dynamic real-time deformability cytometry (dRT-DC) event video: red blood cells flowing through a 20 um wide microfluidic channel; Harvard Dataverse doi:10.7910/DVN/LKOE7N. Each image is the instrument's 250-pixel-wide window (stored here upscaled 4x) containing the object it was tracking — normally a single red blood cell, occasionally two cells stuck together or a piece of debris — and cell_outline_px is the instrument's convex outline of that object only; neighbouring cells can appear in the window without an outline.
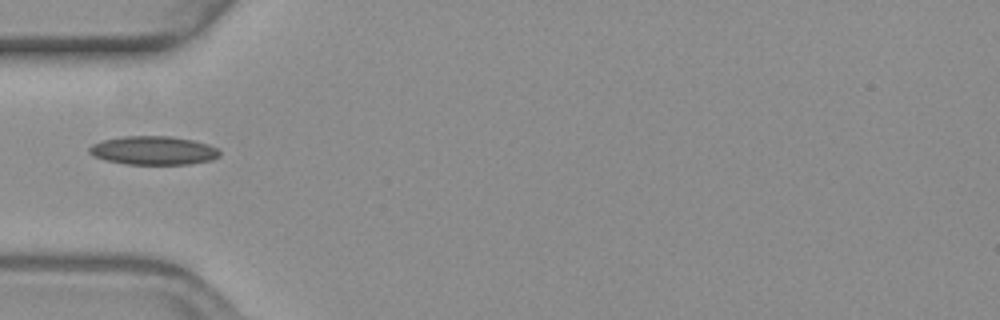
{"species": "common noctule bat (a hibernating species)", "species_latin": "Nyctalus noctula", "temperature_condition": "warm", "stored_images_in_passage": 23, "camera_frame_rate_fps": 3000, "um_per_image_px": 0.085, "animal": {"sex": "female", "body_mass_g": 19.3, "forearm_length_mm": 54.1}, "frame": {"image": 1, "passage_image": 1, "time_ms": 0.0, "image_size_px": [1000, 320], "cell_outline_px": [[220, 156], [212, 160], [188, 164], [124, 164], [104, 160], [92, 156], [88, 152], [88, 148], [92, 144], [104, 140], [124, 136], [172, 136], [192, 140], [208, 144], [216, 148], [220, 152]], "centroid_in_image_um": [13.02, 12.79], "position_along_channel_um": 72.0, "area_um2": 21.85}}
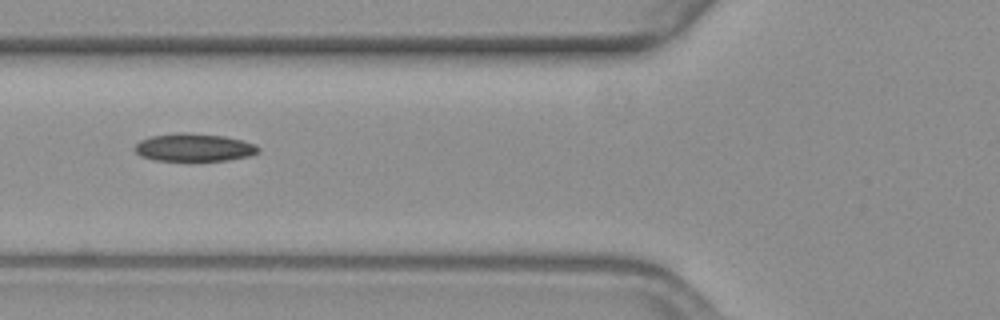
{"frame": {"image": 2, "passage_image": 4, "time_ms": 1.0, "image_size_px": [1000, 320], "cell_outline_px": [[260, 152], [248, 156], [228, 160], [188, 164], [156, 160], [140, 156], [136, 152], [136, 144], [140, 140], [152, 136], [180, 132], [184, 132], [224, 136], [256, 144], [260, 148]], "centroid_in_image_um": [16.5, 12.59], "position_along_channel_um": 109.3, "area_um2": 20.87}}
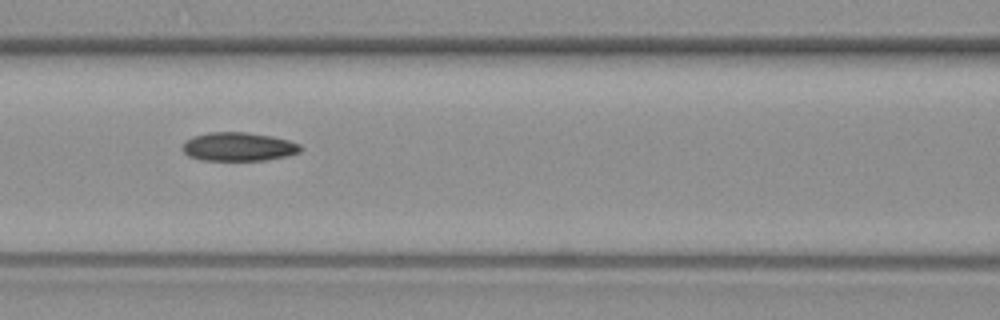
{"frame": {"image": 3, "passage_image": 7, "time_ms": 2.0, "image_size_px": [1000, 320], "cell_outline_px": [[300, 152], [288, 156], [264, 160], [200, 160], [188, 156], [184, 152], [184, 140], [192, 136], [208, 132], [244, 132], [272, 136], [288, 140], [300, 144]], "centroid_in_image_um": [20.25, 12.47], "position_along_channel_um": 146.3, "area_um2": 19.71}}